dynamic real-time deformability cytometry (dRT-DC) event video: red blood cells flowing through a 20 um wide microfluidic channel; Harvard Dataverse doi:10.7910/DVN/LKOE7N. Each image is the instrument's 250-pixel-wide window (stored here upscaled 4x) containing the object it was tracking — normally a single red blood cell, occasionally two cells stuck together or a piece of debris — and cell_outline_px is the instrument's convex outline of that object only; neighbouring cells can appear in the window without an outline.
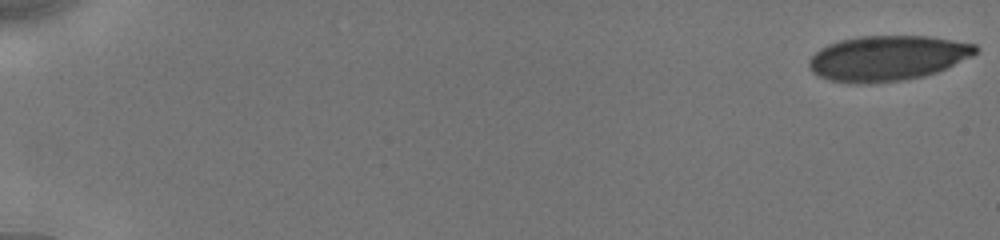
{"species": "human", "species_latin": "Homo sapiens", "temperature_condition": "cold", "stored_images_in_passage": 33, "camera_frame_rate_fps": 3000, "um_per_image_px": 0.085, "donor": {"sex": "male"}, "frame": {"image": 1, "passage_image": 1, "time_ms": 0.0, "image_size_px": [1000, 240], "cell_outline_px": [[980, 48], [972, 56], [936, 72], [924, 76], [900, 80], [872, 84], [856, 84], [828, 80], [812, 72], [808, 64], [808, 60], [820, 48], [828, 44], [840, 40], [860, 36], [928, 36], [976, 44]], "centroid_in_image_um": [75.41, 4.94], "position_along_channel_um": 9.6, "area_um2": 43.87}}
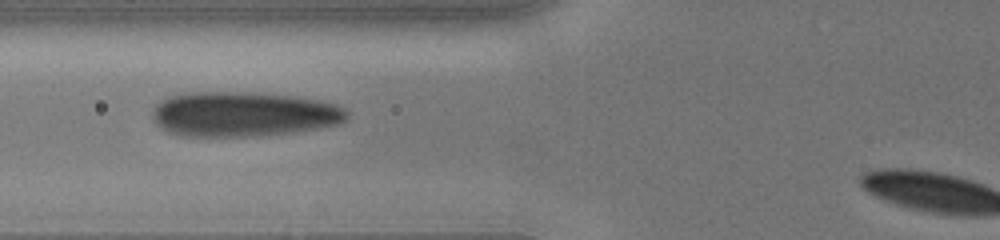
{"frame": {"image": 2, "passage_image": 24, "time_ms": 7.333, "image_size_px": [1000, 240], "cell_outline_px": [[348, 116], [340, 124], [320, 128], [260, 136], [180, 136], [168, 132], [156, 124], [152, 116], [152, 112], [156, 104], [160, 100], [168, 96], [184, 92], [252, 92], [296, 96], [320, 100], [336, 104], [344, 108], [348, 112]], "centroid_in_image_um": [20.68, 9.69], "position_along_channel_um": 105.1, "area_um2": 51.38}}
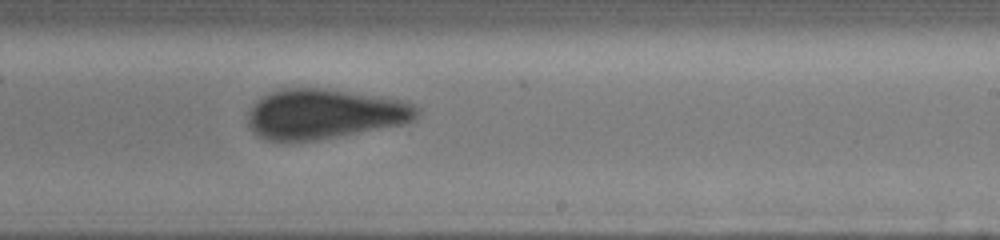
{"frame": {"image": 3, "passage_image": 33, "time_ms": 11.333, "image_size_px": [1000, 240], "cell_outline_px": [[420, 112], [416, 120], [404, 124], [316, 140], [264, 140], [256, 136], [252, 132], [248, 124], [248, 112], [252, 104], [256, 100], [268, 92], [280, 88], [320, 88], [380, 96], [408, 100], [416, 104], [420, 108]], "centroid_in_image_um": [27.59, 9.67], "position_along_channel_um": 261.4, "area_um2": 49.71}}